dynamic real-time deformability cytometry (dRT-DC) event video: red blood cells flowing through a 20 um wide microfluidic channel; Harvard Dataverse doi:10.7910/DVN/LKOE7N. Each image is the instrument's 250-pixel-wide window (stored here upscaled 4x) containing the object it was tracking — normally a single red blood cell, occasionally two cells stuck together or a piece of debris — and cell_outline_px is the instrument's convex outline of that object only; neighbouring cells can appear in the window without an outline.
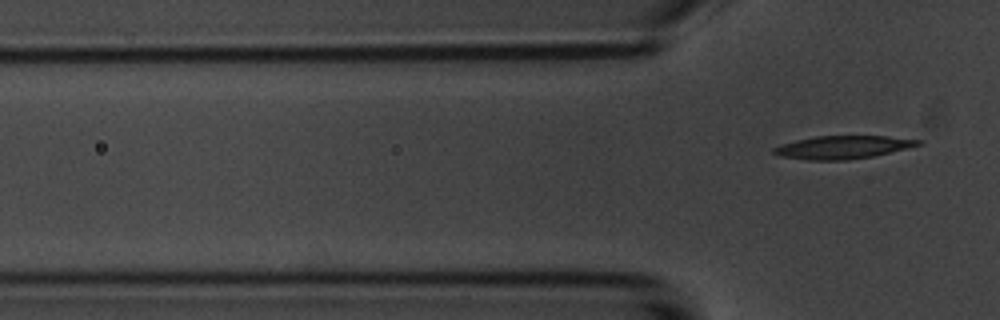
{"species": "common noctule bat (a hibernating species)", "species_latin": "Nyctalus noctula", "temperature_condition": "room temperature", "stored_images_in_passage": 7, "camera_frame_rate_fps": 3000, "um_per_image_px": 0.085, "animal": {"sex": "male", "body_mass_g": 20.1, "forearm_length_mm": 53.5}, "frame": {"image": 1, "passage_image": 7, "time_ms": 7.0, "image_size_px": [1000, 320], "cell_outline_px": [[924, 144], [872, 156], [848, 160], [808, 160], [780, 156], [772, 152], [772, 148], [780, 144], [796, 140], [816, 136], [888, 136], [920, 140]], "centroid_in_image_um": [71.6, 12.51], "position_along_channel_um": 54.2, "area_um2": 19.31}}